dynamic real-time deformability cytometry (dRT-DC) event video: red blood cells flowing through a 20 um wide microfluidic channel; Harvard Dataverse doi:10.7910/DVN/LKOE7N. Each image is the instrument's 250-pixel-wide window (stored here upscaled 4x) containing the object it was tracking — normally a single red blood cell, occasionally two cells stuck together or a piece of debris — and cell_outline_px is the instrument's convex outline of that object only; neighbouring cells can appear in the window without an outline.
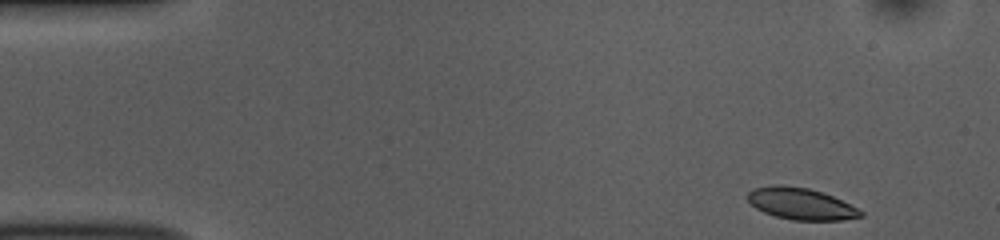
{"species": "common noctule bat (a hibernating species)", "species_latin": "Nyctalus noctula", "temperature_condition": "room temperature", "stored_images_in_passage": 49, "camera_frame_rate_fps": 3000, "um_per_image_px": 0.085, "animal": {"sex": "female", "body_mass_g": 10.0, "forearm_length_mm": 53.1}, "frame": {"image": 1, "passage_image": 1, "time_ms": 0.0, "image_size_px": [1000, 240], "cell_outline_px": [[864, 216], [840, 220], [792, 220], [776, 216], [764, 212], [756, 208], [748, 200], [748, 192], [752, 188], [776, 184], [808, 188], [832, 196], [864, 212]], "centroid_in_image_um": [68.05, 17.32], "position_along_channel_um": 17.0, "area_um2": 20.58}}
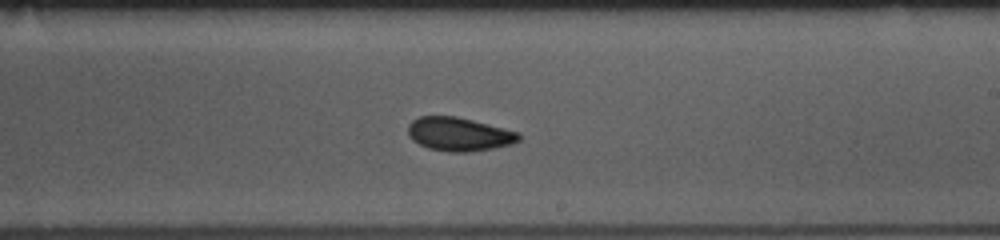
{"frame": {"image": 2, "passage_image": 27, "time_ms": 8.667, "image_size_px": [1000, 240], "cell_outline_px": [[520, 140], [512, 144], [492, 148], [468, 152], [448, 152], [428, 148], [412, 140], [408, 136], [408, 124], [412, 120], [420, 116], [456, 116], [520, 132]], "centroid_in_image_um": [39.0, 11.4], "position_along_channel_um": 250.0, "area_um2": 21.73}}
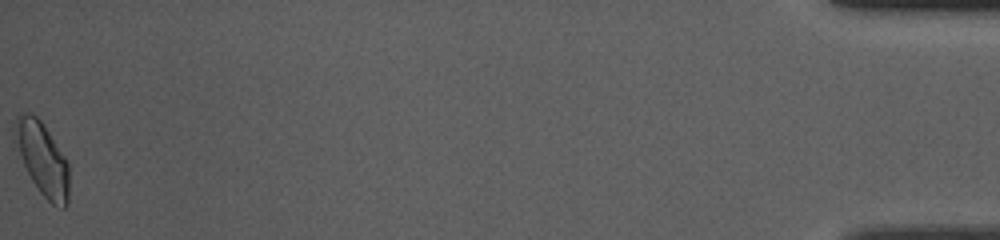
{"frame": {"image": 3, "passage_image": 49, "time_ms": 16.0, "image_size_px": [1000, 240], "cell_outline_px": [[68, 204], [64, 208], [60, 208], [52, 204], [40, 192], [32, 180], [12, 140], [12, 124], [16, 116], [24, 112], [28, 112], [36, 116], [44, 124], [68, 160]], "centroid_in_image_um": [3.57, 13.44], "position_along_channel_um": 431.6, "area_um2": 23.47}, "authors_computed_cell_mechanics": {"area_um2": 21.4438, "velocity_mm_per_s": 3.7989, "shape_relaxation_time_tau1_ms": 5.0684, "shape_relaxation_time_tau2_ms": 1.7055, "deformation_change_tau1": 0.1015, "deformation_change_tau2": 0.0674}}